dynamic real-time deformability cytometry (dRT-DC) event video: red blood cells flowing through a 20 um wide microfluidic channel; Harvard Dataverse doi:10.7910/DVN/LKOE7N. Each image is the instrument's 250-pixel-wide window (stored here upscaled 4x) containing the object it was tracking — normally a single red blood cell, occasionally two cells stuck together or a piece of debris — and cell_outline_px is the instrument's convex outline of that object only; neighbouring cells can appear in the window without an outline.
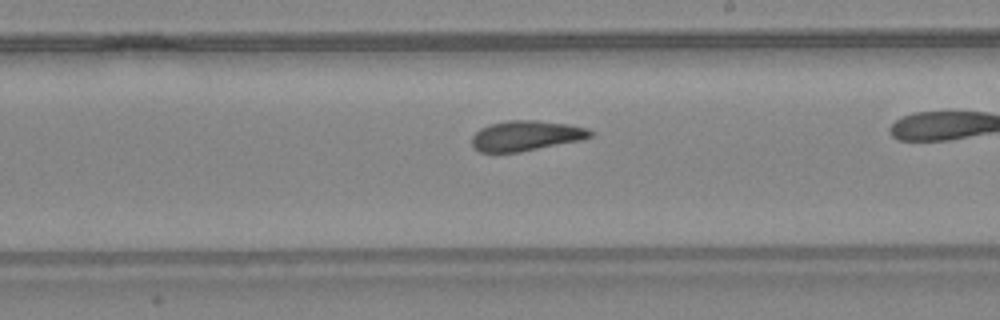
{"species": "common noctule bat (a hibernating species)", "species_latin": "Nyctalus noctula", "temperature_condition": "warm", "stored_images_in_passage": 34, "camera_frame_rate_fps": 3000, "um_per_image_px": 0.085, "animal": {"sex": "female", "body_mass_g": 24.6, "forearm_length_mm": 56.2}, "frame": {"image": 1, "passage_image": 25, "time_ms": 8.0, "image_size_px": [1000, 320], "cell_outline_px": [[592, 136], [580, 140], [520, 152], [480, 152], [472, 144], [472, 136], [480, 128], [492, 124], [508, 120], [536, 120], [568, 124], [588, 128], [592, 132]], "centroid_in_image_um": [44.71, 11.53], "position_along_channel_um": 244.3, "area_um2": 20.63}}